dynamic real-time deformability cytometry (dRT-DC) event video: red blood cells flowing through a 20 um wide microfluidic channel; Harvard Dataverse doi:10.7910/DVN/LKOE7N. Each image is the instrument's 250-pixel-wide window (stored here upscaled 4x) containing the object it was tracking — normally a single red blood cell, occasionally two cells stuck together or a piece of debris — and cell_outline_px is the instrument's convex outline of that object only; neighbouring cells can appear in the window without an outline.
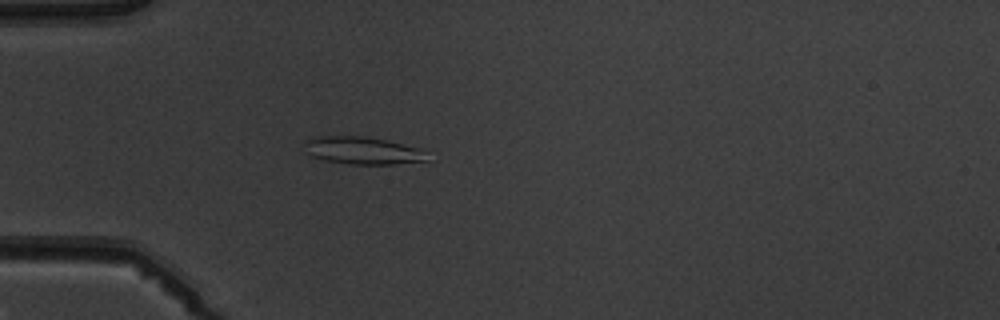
{"species": "common noctule bat (a hibernating species)", "species_latin": "Nyctalus noctula", "temperature_condition": "warm", "stored_images_in_passage": 5, "camera_frame_rate_fps": 3000, "um_per_image_px": 0.085, "animal": {"sex": "male", "body_mass_g": 19.5, "forearm_length_mm": 54.6}, "frame": {"image": 1, "passage_image": 5, "time_ms": 4.667, "image_size_px": [1000, 320], "cell_outline_px": [[428, 160], [392, 164], [348, 164], [324, 160], [312, 156], [308, 152], [304, 140], [312, 136], [364, 136], [384, 140], [420, 148]], "centroid_in_image_um": [30.76, 12.79], "position_along_channel_um": 54.2, "area_um2": 19.36}}